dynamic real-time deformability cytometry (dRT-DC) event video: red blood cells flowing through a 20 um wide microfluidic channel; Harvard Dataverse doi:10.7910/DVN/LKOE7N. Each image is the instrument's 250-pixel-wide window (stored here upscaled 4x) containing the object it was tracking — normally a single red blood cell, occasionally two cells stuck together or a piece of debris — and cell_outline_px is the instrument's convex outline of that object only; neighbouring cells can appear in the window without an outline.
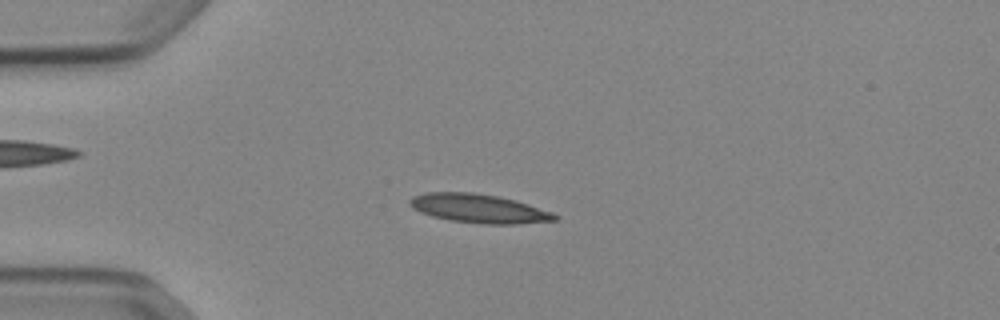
{"species": "Egyptian fruit bat (a non-hibernating species)", "species_latin": "Rousettus aegyptiacus", "temperature_condition": "cold", "stored_images_in_passage": 52, "camera_frame_rate_fps": 3000, "um_per_image_px": 0.085, "animal": {"sex": "female"}, "frame": {"image": 1, "passage_image": 13, "time_ms": 4.0, "image_size_px": [1000, 320], "cell_outline_px": [[560, 216], [556, 220], [516, 224], [484, 224], [452, 220], [432, 216], [412, 208], [408, 204], [408, 200], [412, 196], [428, 192], [472, 192], [496, 196], [516, 200], [552, 212]], "centroid_in_image_um": [40.69, 17.72], "position_along_channel_um": 44.3, "area_um2": 24.28}}
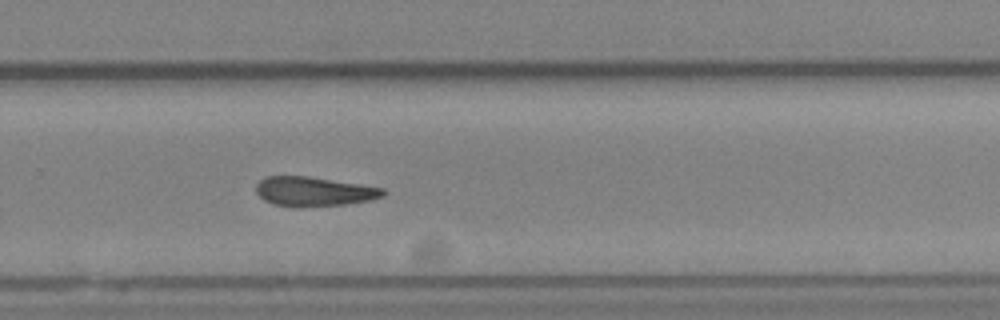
{"frame": {"image": 2, "passage_image": 35, "time_ms": 11.333, "image_size_px": [1000, 320], "cell_outline_px": [[384, 196], [368, 200], [344, 204], [296, 208], [272, 204], [264, 200], [256, 192], [256, 184], [264, 176], [308, 176], [384, 188]], "centroid_in_image_um": [26.62, 16.28], "position_along_channel_um": 303.2, "area_um2": 21.79}}
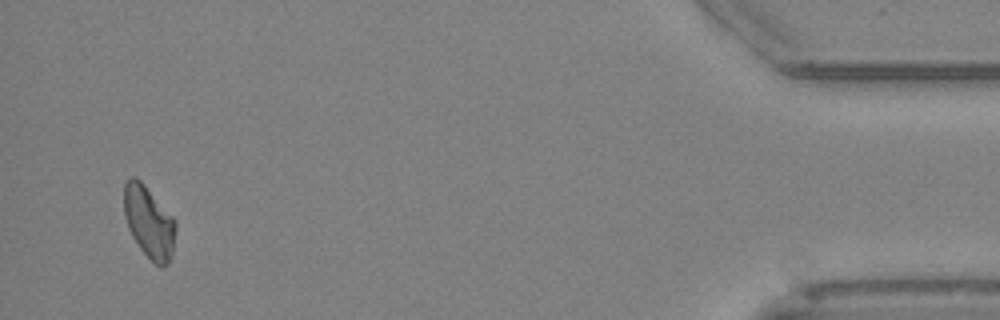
{"frame": {"image": 3, "passage_image": 50, "time_ms": 16.333, "image_size_px": [1000, 320], "cell_outline_px": [[176, 232], [172, 252], [168, 264], [164, 268], [160, 268], [140, 248], [132, 236], [128, 228], [124, 216], [124, 184], [132, 176], [136, 176], [144, 184], [176, 220]], "centroid_in_image_um": [12.67, 18.88], "position_along_channel_um": 422.5, "area_um2": 21.68}, "authors_computed_cell_mechanics": {"area_um2": 22.2241, "velocity_mm_per_s": 3.877, "shape_relaxation_time_tau1_ms": 7.3694, "shape_relaxation_time_tau2_ms": null, "deformation_change_tau1": 0.1695, "deformation_change_tau2": null}}